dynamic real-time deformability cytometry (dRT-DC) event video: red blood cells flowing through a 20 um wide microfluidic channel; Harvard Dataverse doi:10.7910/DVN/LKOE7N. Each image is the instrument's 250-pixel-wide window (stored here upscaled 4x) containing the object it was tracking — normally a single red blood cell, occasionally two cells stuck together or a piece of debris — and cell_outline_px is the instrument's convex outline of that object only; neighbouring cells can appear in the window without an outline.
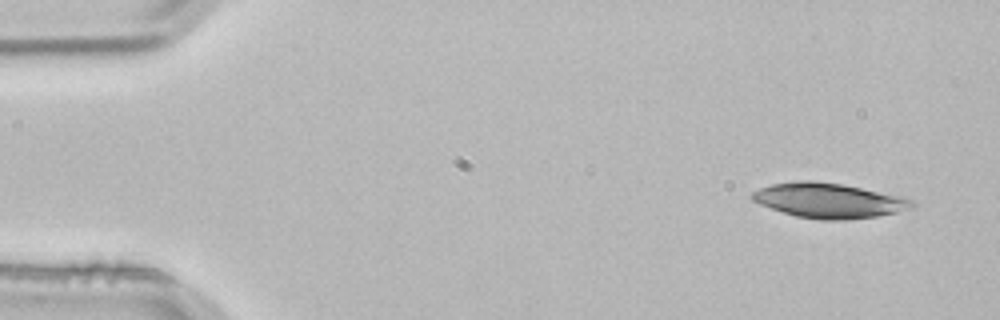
{"species": "common noctule bat (a hibernating species)", "species_latin": "Nyctalus noctula", "temperature_condition": "room temperature", "stored_images_in_passage": 4, "camera_frame_rate_fps": 3000, "um_per_image_px": 0.085, "animal": {"sex": "male", "body_mass_g": 21.5, "forearm_length_mm": 52.0}, "frame": {"image": 1, "passage_image": 1, "time_ms": 0.0, "image_size_px": [1000, 320], "cell_outline_px": [[916, 204], [912, 208], [896, 212], [876, 216], [844, 220], [820, 220], [796, 216], [760, 204], [752, 200], [752, 192], [760, 188], [772, 184], [796, 180], [812, 180], [840, 184], [904, 196], [912, 200]], "centroid_in_image_um": [70.47, 17.04], "position_along_channel_um": 14.5, "area_um2": 32.37}}